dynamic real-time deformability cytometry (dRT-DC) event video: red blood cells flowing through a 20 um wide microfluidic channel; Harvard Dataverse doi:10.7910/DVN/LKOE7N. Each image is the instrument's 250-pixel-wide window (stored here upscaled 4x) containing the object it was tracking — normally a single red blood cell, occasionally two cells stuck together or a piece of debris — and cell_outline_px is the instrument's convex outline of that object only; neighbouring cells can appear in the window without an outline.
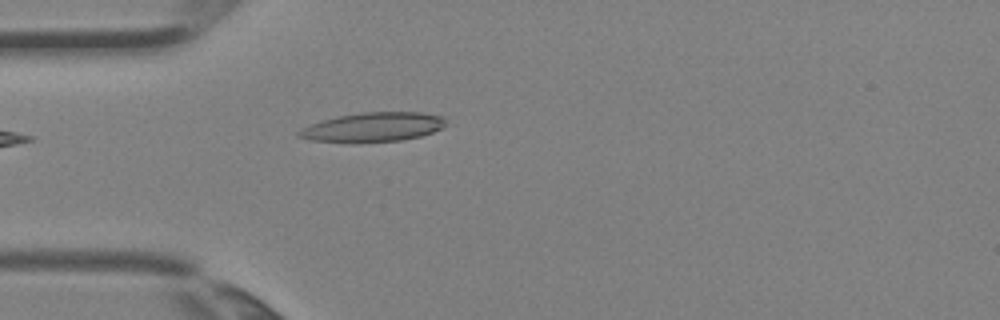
{"species": "Egyptian fruit bat (a non-hibernating species)", "species_latin": "Rousettus aegyptiacus", "temperature_condition": "room temperature", "stored_images_in_passage": 2, "camera_frame_rate_fps": 3000, "um_per_image_px": 0.085, "animal": {"sex": "female"}, "frame": {"image": 1, "passage_image": 2, "time_ms": 0.333, "image_size_px": [1000, 320], "cell_outline_px": [[448, 124], [432, 132], [420, 136], [400, 140], [312, 140], [296, 136], [296, 132], [300, 128], [336, 116], [364, 112], [420, 112], [444, 116], [448, 120]], "centroid_in_image_um": [31.78, 10.75], "position_along_channel_um": 53.2, "area_um2": 24.28}}